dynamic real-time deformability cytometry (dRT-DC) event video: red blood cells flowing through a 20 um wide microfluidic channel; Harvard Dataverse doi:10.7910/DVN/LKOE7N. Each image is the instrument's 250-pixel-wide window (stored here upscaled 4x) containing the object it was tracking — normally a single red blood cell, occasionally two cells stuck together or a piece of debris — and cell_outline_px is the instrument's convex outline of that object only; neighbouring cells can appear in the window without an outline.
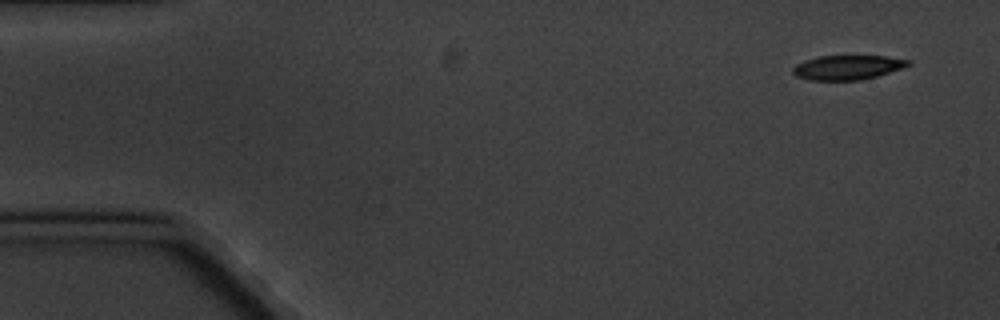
{"species": "common noctule bat (a hibernating species)", "species_latin": "Nyctalus noctula", "temperature_condition": "cold", "stored_images_in_passage": 7, "camera_frame_rate_fps": 3000, "um_per_image_px": 0.085, "animal": {"sex": "male", "body_mass_g": 20.1, "forearm_length_mm": 53.5}, "frame": {"image": 1, "passage_image": 1, "time_ms": 0.0, "image_size_px": [1000, 320], "cell_outline_px": [[912, 64], [876, 76], [860, 80], [808, 80], [796, 76], [792, 72], [792, 68], [796, 64], [804, 60], [820, 56], [888, 56], [912, 60]], "centroid_in_image_um": [72.02, 5.72], "position_along_channel_um": 13.0, "area_um2": 16.42}}
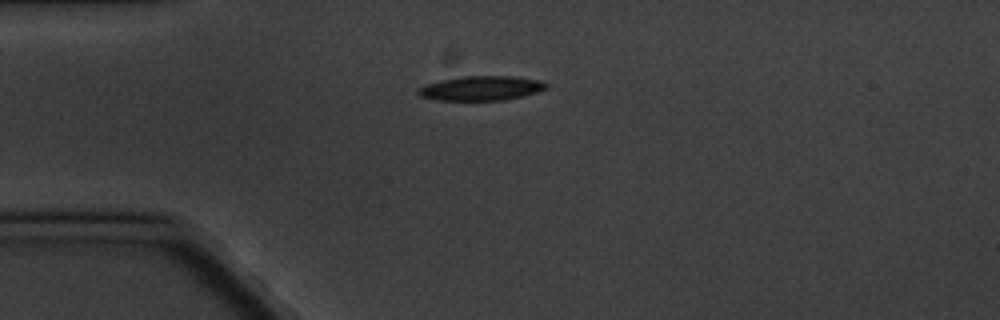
{"frame": {"image": 2, "passage_image": 4, "time_ms": 3.667, "image_size_px": [1000, 320], "cell_outline_px": [[548, 88], [536, 92], [504, 100], [440, 100], [420, 96], [416, 92], [416, 88], [424, 84], [440, 80], [460, 76], [516, 76], [540, 80], [548, 84]], "centroid_in_image_um": [40.86, 7.48], "position_along_channel_um": 44.1, "area_um2": 18.38}}